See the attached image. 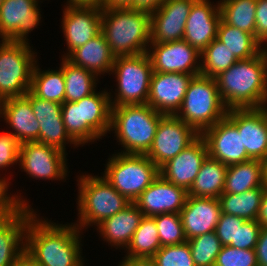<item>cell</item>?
<instances>
[{
  "instance_id": "f546056e",
  "label": "cell",
  "mask_w": 267,
  "mask_h": 266,
  "mask_svg": "<svg viewBox=\"0 0 267 266\" xmlns=\"http://www.w3.org/2000/svg\"><path fill=\"white\" fill-rule=\"evenodd\" d=\"M262 186H264L262 161L251 159L228 166L223 194H241Z\"/></svg>"
},
{
  "instance_id": "ba28073f",
  "label": "cell",
  "mask_w": 267,
  "mask_h": 266,
  "mask_svg": "<svg viewBox=\"0 0 267 266\" xmlns=\"http://www.w3.org/2000/svg\"><path fill=\"white\" fill-rule=\"evenodd\" d=\"M0 98L25 96L31 87L37 52L29 43L0 41Z\"/></svg>"
},
{
  "instance_id": "681fc988",
  "label": "cell",
  "mask_w": 267,
  "mask_h": 266,
  "mask_svg": "<svg viewBox=\"0 0 267 266\" xmlns=\"http://www.w3.org/2000/svg\"><path fill=\"white\" fill-rule=\"evenodd\" d=\"M118 266H157L153 258L124 257Z\"/></svg>"
},
{
  "instance_id": "6f0895ef",
  "label": "cell",
  "mask_w": 267,
  "mask_h": 266,
  "mask_svg": "<svg viewBox=\"0 0 267 266\" xmlns=\"http://www.w3.org/2000/svg\"><path fill=\"white\" fill-rule=\"evenodd\" d=\"M263 52L265 53L266 59H267V43L263 46Z\"/></svg>"
},
{
  "instance_id": "7402d4cb",
  "label": "cell",
  "mask_w": 267,
  "mask_h": 266,
  "mask_svg": "<svg viewBox=\"0 0 267 266\" xmlns=\"http://www.w3.org/2000/svg\"><path fill=\"white\" fill-rule=\"evenodd\" d=\"M31 107L40 124L37 142L55 147L64 153L66 144L79 145L69 136L62 118V104L36 97L31 92Z\"/></svg>"
},
{
  "instance_id": "484cf974",
  "label": "cell",
  "mask_w": 267,
  "mask_h": 266,
  "mask_svg": "<svg viewBox=\"0 0 267 266\" xmlns=\"http://www.w3.org/2000/svg\"><path fill=\"white\" fill-rule=\"evenodd\" d=\"M143 217L142 211L131 202L123 210L101 222L96 229L108 245L126 249Z\"/></svg>"
},
{
  "instance_id": "7c38bea8",
  "label": "cell",
  "mask_w": 267,
  "mask_h": 266,
  "mask_svg": "<svg viewBox=\"0 0 267 266\" xmlns=\"http://www.w3.org/2000/svg\"><path fill=\"white\" fill-rule=\"evenodd\" d=\"M147 54L153 72L200 74L201 53L184 39L166 43H150Z\"/></svg>"
},
{
  "instance_id": "d4e9b609",
  "label": "cell",
  "mask_w": 267,
  "mask_h": 266,
  "mask_svg": "<svg viewBox=\"0 0 267 266\" xmlns=\"http://www.w3.org/2000/svg\"><path fill=\"white\" fill-rule=\"evenodd\" d=\"M1 118L13 130L20 144L34 142L39 138L40 124L31 107V91L23 97L8 98L2 101Z\"/></svg>"
},
{
  "instance_id": "7dc6e473",
  "label": "cell",
  "mask_w": 267,
  "mask_h": 266,
  "mask_svg": "<svg viewBox=\"0 0 267 266\" xmlns=\"http://www.w3.org/2000/svg\"><path fill=\"white\" fill-rule=\"evenodd\" d=\"M255 21V39L264 46L267 43V0H257Z\"/></svg>"
},
{
  "instance_id": "bcb514c9",
  "label": "cell",
  "mask_w": 267,
  "mask_h": 266,
  "mask_svg": "<svg viewBox=\"0 0 267 266\" xmlns=\"http://www.w3.org/2000/svg\"><path fill=\"white\" fill-rule=\"evenodd\" d=\"M261 228L256 220L238 223L237 248L255 249Z\"/></svg>"
},
{
  "instance_id": "e575fe53",
  "label": "cell",
  "mask_w": 267,
  "mask_h": 266,
  "mask_svg": "<svg viewBox=\"0 0 267 266\" xmlns=\"http://www.w3.org/2000/svg\"><path fill=\"white\" fill-rule=\"evenodd\" d=\"M257 0H220L221 20L255 37V15Z\"/></svg>"
},
{
  "instance_id": "c3c4849f",
  "label": "cell",
  "mask_w": 267,
  "mask_h": 266,
  "mask_svg": "<svg viewBox=\"0 0 267 266\" xmlns=\"http://www.w3.org/2000/svg\"><path fill=\"white\" fill-rule=\"evenodd\" d=\"M255 251L258 266H267V228H261Z\"/></svg>"
},
{
  "instance_id": "836d02e7",
  "label": "cell",
  "mask_w": 267,
  "mask_h": 266,
  "mask_svg": "<svg viewBox=\"0 0 267 266\" xmlns=\"http://www.w3.org/2000/svg\"><path fill=\"white\" fill-rule=\"evenodd\" d=\"M265 191L266 188L262 186L241 194H222L218 197L221 212L245 220H256Z\"/></svg>"
},
{
  "instance_id": "e0dca14e",
  "label": "cell",
  "mask_w": 267,
  "mask_h": 266,
  "mask_svg": "<svg viewBox=\"0 0 267 266\" xmlns=\"http://www.w3.org/2000/svg\"><path fill=\"white\" fill-rule=\"evenodd\" d=\"M194 75L153 72L147 104L163 115H176Z\"/></svg>"
},
{
  "instance_id": "ab89813d",
  "label": "cell",
  "mask_w": 267,
  "mask_h": 266,
  "mask_svg": "<svg viewBox=\"0 0 267 266\" xmlns=\"http://www.w3.org/2000/svg\"><path fill=\"white\" fill-rule=\"evenodd\" d=\"M155 220L161 247L177 245L187 241L180 213L159 214L152 217Z\"/></svg>"
},
{
  "instance_id": "d6a6232c",
  "label": "cell",
  "mask_w": 267,
  "mask_h": 266,
  "mask_svg": "<svg viewBox=\"0 0 267 266\" xmlns=\"http://www.w3.org/2000/svg\"><path fill=\"white\" fill-rule=\"evenodd\" d=\"M217 39L222 42L238 60L250 59L258 55L263 46L253 34L232 27L220 20Z\"/></svg>"
},
{
  "instance_id": "d6986e66",
  "label": "cell",
  "mask_w": 267,
  "mask_h": 266,
  "mask_svg": "<svg viewBox=\"0 0 267 266\" xmlns=\"http://www.w3.org/2000/svg\"><path fill=\"white\" fill-rule=\"evenodd\" d=\"M188 192L159 176L134 201L145 217L159 214L180 213Z\"/></svg>"
},
{
  "instance_id": "816d5d0a",
  "label": "cell",
  "mask_w": 267,
  "mask_h": 266,
  "mask_svg": "<svg viewBox=\"0 0 267 266\" xmlns=\"http://www.w3.org/2000/svg\"><path fill=\"white\" fill-rule=\"evenodd\" d=\"M256 221L262 228H267V190L261 199V205L259 208L258 216Z\"/></svg>"
},
{
  "instance_id": "9a60e30c",
  "label": "cell",
  "mask_w": 267,
  "mask_h": 266,
  "mask_svg": "<svg viewBox=\"0 0 267 266\" xmlns=\"http://www.w3.org/2000/svg\"><path fill=\"white\" fill-rule=\"evenodd\" d=\"M226 117L238 128L242 144L251 159L267 158V106L228 109Z\"/></svg>"
},
{
  "instance_id": "8d00e7d4",
  "label": "cell",
  "mask_w": 267,
  "mask_h": 266,
  "mask_svg": "<svg viewBox=\"0 0 267 266\" xmlns=\"http://www.w3.org/2000/svg\"><path fill=\"white\" fill-rule=\"evenodd\" d=\"M238 59L217 38H215L202 52L200 74L215 78L221 72L229 69Z\"/></svg>"
},
{
  "instance_id": "7bdbcfd3",
  "label": "cell",
  "mask_w": 267,
  "mask_h": 266,
  "mask_svg": "<svg viewBox=\"0 0 267 266\" xmlns=\"http://www.w3.org/2000/svg\"><path fill=\"white\" fill-rule=\"evenodd\" d=\"M245 221L243 218L221 213L215 227V233L223 246L237 248L238 223H244Z\"/></svg>"
},
{
  "instance_id": "603a6c76",
  "label": "cell",
  "mask_w": 267,
  "mask_h": 266,
  "mask_svg": "<svg viewBox=\"0 0 267 266\" xmlns=\"http://www.w3.org/2000/svg\"><path fill=\"white\" fill-rule=\"evenodd\" d=\"M221 213L218 198L187 196L180 212L186 239L215 231Z\"/></svg>"
},
{
  "instance_id": "d590c367",
  "label": "cell",
  "mask_w": 267,
  "mask_h": 266,
  "mask_svg": "<svg viewBox=\"0 0 267 266\" xmlns=\"http://www.w3.org/2000/svg\"><path fill=\"white\" fill-rule=\"evenodd\" d=\"M160 248L161 242L155 220L144 216L125 249V256L152 258Z\"/></svg>"
},
{
  "instance_id": "4316f807",
  "label": "cell",
  "mask_w": 267,
  "mask_h": 266,
  "mask_svg": "<svg viewBox=\"0 0 267 266\" xmlns=\"http://www.w3.org/2000/svg\"><path fill=\"white\" fill-rule=\"evenodd\" d=\"M67 59L99 76L106 73L111 75L115 56L104 35L100 32L85 45L74 50Z\"/></svg>"
},
{
  "instance_id": "5b68a950",
  "label": "cell",
  "mask_w": 267,
  "mask_h": 266,
  "mask_svg": "<svg viewBox=\"0 0 267 266\" xmlns=\"http://www.w3.org/2000/svg\"><path fill=\"white\" fill-rule=\"evenodd\" d=\"M77 181L79 190L76 200L79 220L74 224L81 231L88 226L97 227L131 203L104 176L83 174Z\"/></svg>"
},
{
  "instance_id": "60d3db41",
  "label": "cell",
  "mask_w": 267,
  "mask_h": 266,
  "mask_svg": "<svg viewBox=\"0 0 267 266\" xmlns=\"http://www.w3.org/2000/svg\"><path fill=\"white\" fill-rule=\"evenodd\" d=\"M152 258L157 266H195L188 241L163 246Z\"/></svg>"
},
{
  "instance_id": "7a4b0ae2",
  "label": "cell",
  "mask_w": 267,
  "mask_h": 266,
  "mask_svg": "<svg viewBox=\"0 0 267 266\" xmlns=\"http://www.w3.org/2000/svg\"><path fill=\"white\" fill-rule=\"evenodd\" d=\"M215 79L228 109L267 106V59L263 50L250 59L238 60Z\"/></svg>"
},
{
  "instance_id": "6da1fadb",
  "label": "cell",
  "mask_w": 267,
  "mask_h": 266,
  "mask_svg": "<svg viewBox=\"0 0 267 266\" xmlns=\"http://www.w3.org/2000/svg\"><path fill=\"white\" fill-rule=\"evenodd\" d=\"M30 217L25 233V250L39 266H84L81 233L74 224H58ZM73 224V225H72Z\"/></svg>"
},
{
  "instance_id": "8992f818",
  "label": "cell",
  "mask_w": 267,
  "mask_h": 266,
  "mask_svg": "<svg viewBox=\"0 0 267 266\" xmlns=\"http://www.w3.org/2000/svg\"><path fill=\"white\" fill-rule=\"evenodd\" d=\"M227 112L228 108L221 99L216 79L199 74L193 76L189 82L176 116L201 135L225 118Z\"/></svg>"
},
{
  "instance_id": "11a10c76",
  "label": "cell",
  "mask_w": 267,
  "mask_h": 266,
  "mask_svg": "<svg viewBox=\"0 0 267 266\" xmlns=\"http://www.w3.org/2000/svg\"><path fill=\"white\" fill-rule=\"evenodd\" d=\"M105 0H67V5L97 6L104 8Z\"/></svg>"
},
{
  "instance_id": "f6af8a7d",
  "label": "cell",
  "mask_w": 267,
  "mask_h": 266,
  "mask_svg": "<svg viewBox=\"0 0 267 266\" xmlns=\"http://www.w3.org/2000/svg\"><path fill=\"white\" fill-rule=\"evenodd\" d=\"M8 182L9 180L6 177H0V219L9 216L20 205L29 206L28 201L25 200L21 195H9L8 187H10L9 185L11 184H9Z\"/></svg>"
},
{
  "instance_id": "3957f363",
  "label": "cell",
  "mask_w": 267,
  "mask_h": 266,
  "mask_svg": "<svg viewBox=\"0 0 267 266\" xmlns=\"http://www.w3.org/2000/svg\"><path fill=\"white\" fill-rule=\"evenodd\" d=\"M150 32V13L134 8H102L101 33L115 57L147 53Z\"/></svg>"
},
{
  "instance_id": "44dd1931",
  "label": "cell",
  "mask_w": 267,
  "mask_h": 266,
  "mask_svg": "<svg viewBox=\"0 0 267 266\" xmlns=\"http://www.w3.org/2000/svg\"><path fill=\"white\" fill-rule=\"evenodd\" d=\"M221 15L219 1L196 0L186 21L183 39L201 53L215 38Z\"/></svg>"
},
{
  "instance_id": "83f0119b",
  "label": "cell",
  "mask_w": 267,
  "mask_h": 266,
  "mask_svg": "<svg viewBox=\"0 0 267 266\" xmlns=\"http://www.w3.org/2000/svg\"><path fill=\"white\" fill-rule=\"evenodd\" d=\"M76 104H81L82 123H85L100 139L110 132L111 102L105 89L86 96Z\"/></svg>"
},
{
  "instance_id": "30bf717a",
  "label": "cell",
  "mask_w": 267,
  "mask_h": 266,
  "mask_svg": "<svg viewBox=\"0 0 267 266\" xmlns=\"http://www.w3.org/2000/svg\"><path fill=\"white\" fill-rule=\"evenodd\" d=\"M199 134L176 115L160 118L155 137L145 154L158 168L189 146Z\"/></svg>"
},
{
  "instance_id": "f907efd6",
  "label": "cell",
  "mask_w": 267,
  "mask_h": 266,
  "mask_svg": "<svg viewBox=\"0 0 267 266\" xmlns=\"http://www.w3.org/2000/svg\"><path fill=\"white\" fill-rule=\"evenodd\" d=\"M165 0H134V9L152 13L156 11Z\"/></svg>"
},
{
  "instance_id": "74e56055",
  "label": "cell",
  "mask_w": 267,
  "mask_h": 266,
  "mask_svg": "<svg viewBox=\"0 0 267 266\" xmlns=\"http://www.w3.org/2000/svg\"><path fill=\"white\" fill-rule=\"evenodd\" d=\"M62 118L67 133L79 146L99 141L100 138L85 123H82L81 104L64 102Z\"/></svg>"
},
{
  "instance_id": "4dcf8cb0",
  "label": "cell",
  "mask_w": 267,
  "mask_h": 266,
  "mask_svg": "<svg viewBox=\"0 0 267 266\" xmlns=\"http://www.w3.org/2000/svg\"><path fill=\"white\" fill-rule=\"evenodd\" d=\"M65 80V102H76L96 91L98 76L62 57L61 66ZM97 81V82H96Z\"/></svg>"
},
{
  "instance_id": "ac0fdd59",
  "label": "cell",
  "mask_w": 267,
  "mask_h": 266,
  "mask_svg": "<svg viewBox=\"0 0 267 266\" xmlns=\"http://www.w3.org/2000/svg\"><path fill=\"white\" fill-rule=\"evenodd\" d=\"M196 0H165L150 13V43H166L182 40L186 21Z\"/></svg>"
},
{
  "instance_id": "b9f144b4",
  "label": "cell",
  "mask_w": 267,
  "mask_h": 266,
  "mask_svg": "<svg viewBox=\"0 0 267 266\" xmlns=\"http://www.w3.org/2000/svg\"><path fill=\"white\" fill-rule=\"evenodd\" d=\"M215 266H258L255 249H240L223 246Z\"/></svg>"
},
{
  "instance_id": "ee69618b",
  "label": "cell",
  "mask_w": 267,
  "mask_h": 266,
  "mask_svg": "<svg viewBox=\"0 0 267 266\" xmlns=\"http://www.w3.org/2000/svg\"><path fill=\"white\" fill-rule=\"evenodd\" d=\"M20 143L10 132L0 133V169L19 162ZM12 165V166H11Z\"/></svg>"
},
{
  "instance_id": "5bb4252c",
  "label": "cell",
  "mask_w": 267,
  "mask_h": 266,
  "mask_svg": "<svg viewBox=\"0 0 267 266\" xmlns=\"http://www.w3.org/2000/svg\"><path fill=\"white\" fill-rule=\"evenodd\" d=\"M39 0H4L0 5V38L29 43L28 34L40 23Z\"/></svg>"
},
{
  "instance_id": "cb8c5ba5",
  "label": "cell",
  "mask_w": 267,
  "mask_h": 266,
  "mask_svg": "<svg viewBox=\"0 0 267 266\" xmlns=\"http://www.w3.org/2000/svg\"><path fill=\"white\" fill-rule=\"evenodd\" d=\"M32 206H19L9 216L0 219V266H11L25 250V233Z\"/></svg>"
},
{
  "instance_id": "f5cc1de1",
  "label": "cell",
  "mask_w": 267,
  "mask_h": 266,
  "mask_svg": "<svg viewBox=\"0 0 267 266\" xmlns=\"http://www.w3.org/2000/svg\"><path fill=\"white\" fill-rule=\"evenodd\" d=\"M11 266H39L37 262L24 250L12 263Z\"/></svg>"
},
{
  "instance_id": "8fae6325",
  "label": "cell",
  "mask_w": 267,
  "mask_h": 266,
  "mask_svg": "<svg viewBox=\"0 0 267 266\" xmlns=\"http://www.w3.org/2000/svg\"><path fill=\"white\" fill-rule=\"evenodd\" d=\"M66 153L37 141L20 144L18 165L29 177L46 180H66Z\"/></svg>"
},
{
  "instance_id": "2e32d148",
  "label": "cell",
  "mask_w": 267,
  "mask_h": 266,
  "mask_svg": "<svg viewBox=\"0 0 267 266\" xmlns=\"http://www.w3.org/2000/svg\"><path fill=\"white\" fill-rule=\"evenodd\" d=\"M201 136L206 142L208 156L227 166L251 160L238 128L227 117L206 129Z\"/></svg>"
},
{
  "instance_id": "db71d44e",
  "label": "cell",
  "mask_w": 267,
  "mask_h": 266,
  "mask_svg": "<svg viewBox=\"0 0 267 266\" xmlns=\"http://www.w3.org/2000/svg\"><path fill=\"white\" fill-rule=\"evenodd\" d=\"M104 8H134V0H105Z\"/></svg>"
},
{
  "instance_id": "9f6ffc18",
  "label": "cell",
  "mask_w": 267,
  "mask_h": 266,
  "mask_svg": "<svg viewBox=\"0 0 267 266\" xmlns=\"http://www.w3.org/2000/svg\"><path fill=\"white\" fill-rule=\"evenodd\" d=\"M263 164V185L267 190V158L262 160Z\"/></svg>"
},
{
  "instance_id": "52a82bcc",
  "label": "cell",
  "mask_w": 267,
  "mask_h": 266,
  "mask_svg": "<svg viewBox=\"0 0 267 266\" xmlns=\"http://www.w3.org/2000/svg\"><path fill=\"white\" fill-rule=\"evenodd\" d=\"M105 164L104 178L130 202L159 176V168L145 154H112Z\"/></svg>"
},
{
  "instance_id": "680465c9",
  "label": "cell",
  "mask_w": 267,
  "mask_h": 266,
  "mask_svg": "<svg viewBox=\"0 0 267 266\" xmlns=\"http://www.w3.org/2000/svg\"><path fill=\"white\" fill-rule=\"evenodd\" d=\"M2 99L0 98V117H1V112H2Z\"/></svg>"
},
{
  "instance_id": "f1b7e54d",
  "label": "cell",
  "mask_w": 267,
  "mask_h": 266,
  "mask_svg": "<svg viewBox=\"0 0 267 266\" xmlns=\"http://www.w3.org/2000/svg\"><path fill=\"white\" fill-rule=\"evenodd\" d=\"M227 168L228 166L219 160L207 156L188 191V196L218 198L223 194Z\"/></svg>"
},
{
  "instance_id": "1f68e13d",
  "label": "cell",
  "mask_w": 267,
  "mask_h": 266,
  "mask_svg": "<svg viewBox=\"0 0 267 266\" xmlns=\"http://www.w3.org/2000/svg\"><path fill=\"white\" fill-rule=\"evenodd\" d=\"M35 63L30 91L38 98L63 104L65 102V80L63 69L41 70Z\"/></svg>"
},
{
  "instance_id": "9c48e42d",
  "label": "cell",
  "mask_w": 267,
  "mask_h": 266,
  "mask_svg": "<svg viewBox=\"0 0 267 266\" xmlns=\"http://www.w3.org/2000/svg\"><path fill=\"white\" fill-rule=\"evenodd\" d=\"M152 73L147 53L115 57L111 74L115 75L117 89L115 98L109 92L111 106L147 104Z\"/></svg>"
},
{
  "instance_id": "ffe728a7",
  "label": "cell",
  "mask_w": 267,
  "mask_h": 266,
  "mask_svg": "<svg viewBox=\"0 0 267 266\" xmlns=\"http://www.w3.org/2000/svg\"><path fill=\"white\" fill-rule=\"evenodd\" d=\"M207 156L206 142L199 135L182 152L163 164L159 168V174L167 181L188 192Z\"/></svg>"
},
{
  "instance_id": "4fadbf2b",
  "label": "cell",
  "mask_w": 267,
  "mask_h": 266,
  "mask_svg": "<svg viewBox=\"0 0 267 266\" xmlns=\"http://www.w3.org/2000/svg\"><path fill=\"white\" fill-rule=\"evenodd\" d=\"M102 8L97 6L64 5L61 21L66 40L67 58L74 50L85 45L101 32Z\"/></svg>"
},
{
  "instance_id": "277c9868",
  "label": "cell",
  "mask_w": 267,
  "mask_h": 266,
  "mask_svg": "<svg viewBox=\"0 0 267 266\" xmlns=\"http://www.w3.org/2000/svg\"><path fill=\"white\" fill-rule=\"evenodd\" d=\"M163 114L148 104L114 106L110 131H114L124 154H146L150 149Z\"/></svg>"
},
{
  "instance_id": "f35d334b",
  "label": "cell",
  "mask_w": 267,
  "mask_h": 266,
  "mask_svg": "<svg viewBox=\"0 0 267 266\" xmlns=\"http://www.w3.org/2000/svg\"><path fill=\"white\" fill-rule=\"evenodd\" d=\"M195 266H215L217 255L223 245L215 231L187 240Z\"/></svg>"
}]
</instances>
